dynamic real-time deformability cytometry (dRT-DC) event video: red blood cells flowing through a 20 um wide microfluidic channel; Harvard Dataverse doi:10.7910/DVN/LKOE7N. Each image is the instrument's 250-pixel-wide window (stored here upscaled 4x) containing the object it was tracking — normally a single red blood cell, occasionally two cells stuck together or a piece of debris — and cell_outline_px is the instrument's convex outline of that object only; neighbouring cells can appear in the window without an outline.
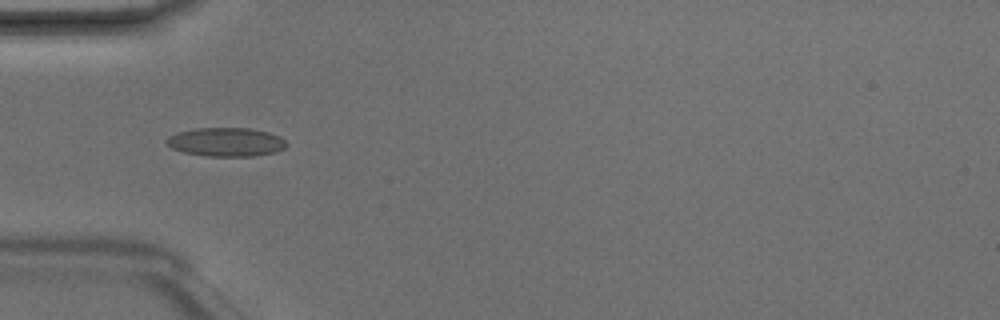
{"species": "Egyptian fruit bat (a non-hibernating species)", "species_latin": "Rousettus aegyptiacus", "temperature_condition": "room temperature", "stored_images_in_passage": 5, "camera_frame_rate_fps": 3000, "um_per_image_px": 0.085, "animal": {"sex": "male"}, "frame": {"image": 1, "passage_image": 5, "time_ms": 1.333, "image_size_px": [1000, 320], "cell_outline_px": [[288, 144], [284, 148], [276, 152], [256, 156], [204, 156], [184, 152], [172, 148], [164, 140], [168, 136], [176, 132], [196, 128], [248, 128], [268, 132], [280, 136]], "centroid_in_image_um": [19.21, 12.07], "position_along_channel_um": 65.8, "area_um2": 20.23}}